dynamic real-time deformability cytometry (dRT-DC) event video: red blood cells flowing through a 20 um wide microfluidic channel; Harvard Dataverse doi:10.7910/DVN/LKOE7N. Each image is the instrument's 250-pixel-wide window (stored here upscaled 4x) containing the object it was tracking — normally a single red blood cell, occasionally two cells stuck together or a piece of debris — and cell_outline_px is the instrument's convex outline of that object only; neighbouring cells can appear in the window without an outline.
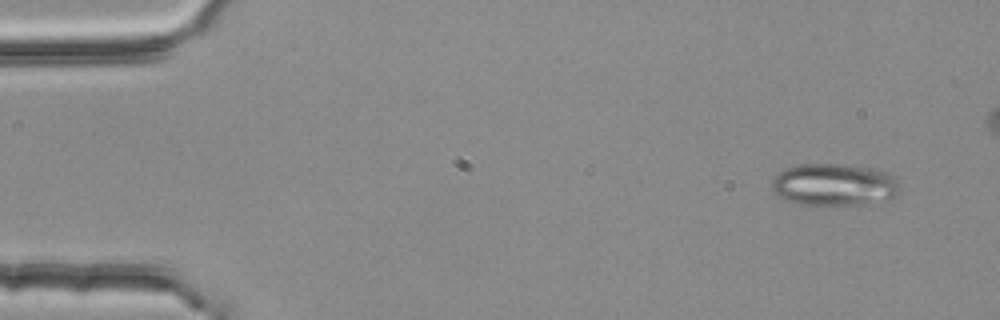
{"species": "common noctule bat (a hibernating species)", "species_latin": "Nyctalus noctula", "temperature_condition": "room temperature", "stored_images_in_passage": 4, "camera_frame_rate_fps": 3000, "um_per_image_px": 0.085, "animal": {"sex": "female", "body_mass_g": 25.1}, "frame": {"image": 1, "passage_image": 1, "time_ms": 0.0, "image_size_px": [1000, 320], "cell_outline_px": [[900, 192], [896, 196], [852, 204], [800, 204], [780, 196], [772, 188], [772, 180], [776, 172], [784, 168], [800, 164], [848, 164], [876, 168], [892, 176]], "centroid_in_image_um": [70.84, 15.65], "position_along_channel_um": 14.2, "area_um2": 30.75}}